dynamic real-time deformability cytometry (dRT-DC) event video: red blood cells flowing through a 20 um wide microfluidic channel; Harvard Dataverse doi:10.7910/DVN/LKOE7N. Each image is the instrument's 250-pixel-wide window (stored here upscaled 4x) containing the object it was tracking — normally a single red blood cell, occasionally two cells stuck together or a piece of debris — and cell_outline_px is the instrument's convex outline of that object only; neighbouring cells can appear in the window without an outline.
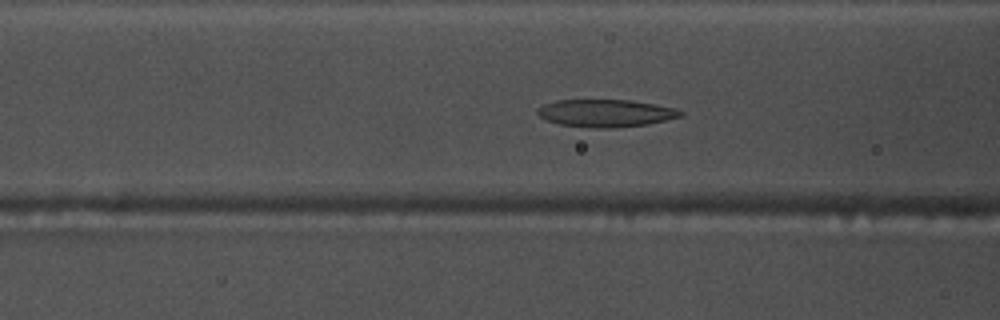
{"species": "common noctule bat (a hibernating species)", "species_latin": "Nyctalus noctula", "temperature_condition": "warm", "stored_images_in_passage": 54, "camera_frame_rate_fps": 3000, "um_per_image_px": 0.085, "animal": {"sex": "male", "body_mass_g": 17.5, "forearm_length_mm": 52.3}, "frame": {"image": 1, "passage_image": 20, "time_ms": 6.333, "image_size_px": [1000, 320], "cell_outline_px": [[684, 116], [648, 124], [612, 128], [592, 128], [560, 124], [544, 120], [536, 112], [544, 104], [556, 100], [628, 100], [676, 108], [684, 112]], "centroid_in_image_um": [51.5, 9.62], "position_along_channel_um": 115.1, "area_um2": 22.89}}
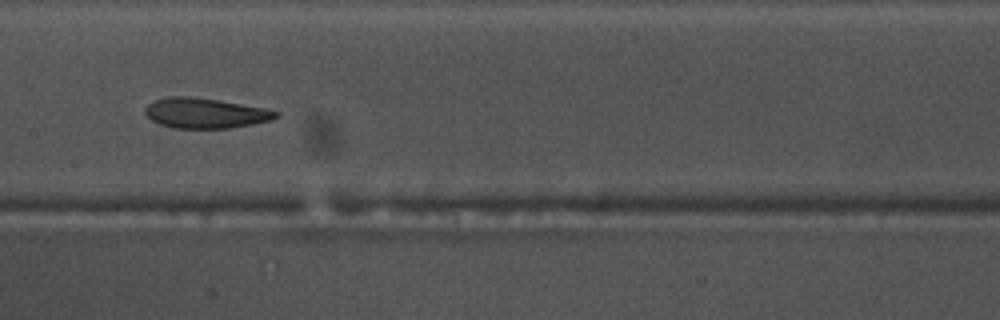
{"frame": {"image": 2, "passage_image": 26, "time_ms": 8.333, "image_size_px": [1000, 320], "cell_outline_px": [[280, 116], [272, 120], [252, 124], [228, 128], [172, 128], [160, 124], [152, 120], [144, 112], [144, 108], [148, 104], [156, 100], [168, 96], [192, 96], [220, 100], [264, 108], [280, 112]], "centroid_in_image_um": [17.45, 9.61], "position_along_channel_um": 189.9, "area_um2": 23.06}}
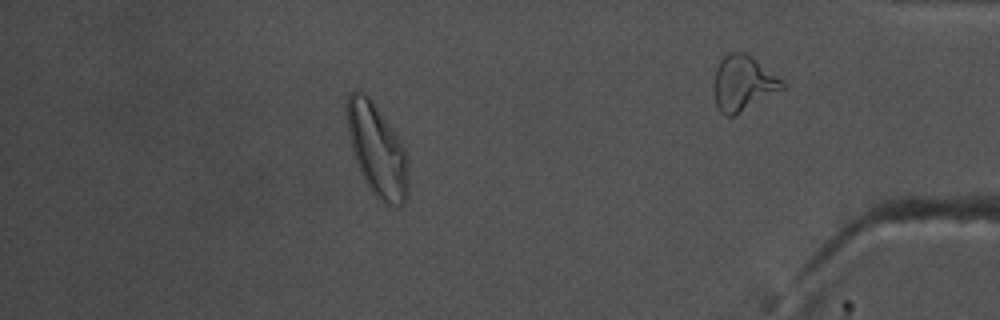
{"frame": {"image": 3, "passage_image": 47, "time_ms": 15.333, "image_size_px": [1000, 320], "cell_outline_px": [[408, 200], [400, 208], [396, 208], [384, 204], [372, 192], [364, 180], [360, 172], [352, 152], [348, 132], [344, 108], [344, 104], [348, 96], [352, 92], [364, 92], [372, 100], [400, 140], [404, 148], [408, 160]], "centroid_in_image_um": [32.05, 12.8], "position_along_channel_um": 403.1, "area_um2": 33.58}, "authors_computed_cell_mechanics": {"area_um2": 25.1719, "velocity_mm_per_s": 3.7537, "shape_relaxation_time_tau1_ms": null, "shape_relaxation_time_tau2_ms": 2.1345, "deformation_change_tau1": null, "deformation_change_tau2": 0.0899}}